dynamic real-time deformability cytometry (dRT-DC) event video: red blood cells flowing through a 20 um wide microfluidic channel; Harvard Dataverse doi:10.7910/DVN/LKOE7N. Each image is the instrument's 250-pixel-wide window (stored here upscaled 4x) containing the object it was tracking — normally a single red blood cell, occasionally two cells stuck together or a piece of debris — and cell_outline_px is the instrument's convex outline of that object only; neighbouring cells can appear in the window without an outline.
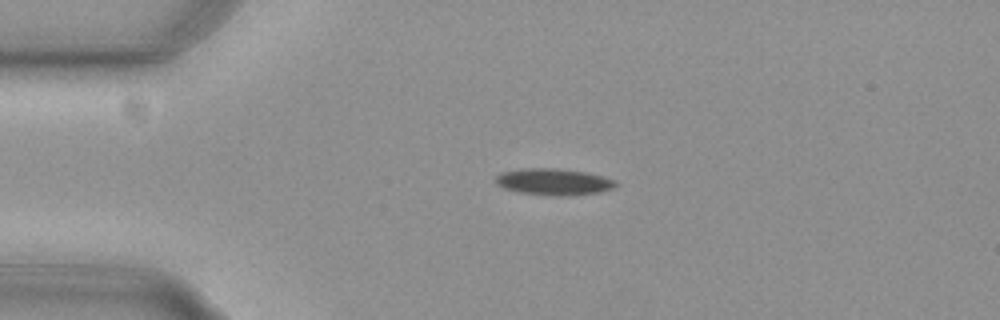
{"species": "common noctule bat (a hibernating species)", "species_latin": "Nyctalus noctula", "temperature_condition": "cold", "stored_images_in_passage": 43, "camera_frame_rate_fps": 3000, "um_per_image_px": 0.085, "animal": {"sex": "female", "body_mass_g": 29.2, "forearm_length_mm": 56.3}, "frame": {"image": 1, "passage_image": 1, "time_ms": 0.0, "image_size_px": [1000, 320], "cell_outline_px": [[616, 184], [612, 188], [600, 192], [520, 192], [504, 188], [496, 184], [496, 176], [500, 172], [524, 168], [556, 168], [588, 172], [604, 176], [616, 180]], "centroid_in_image_um": [47.03, 15.37], "position_along_channel_um": 38.0, "area_um2": 17.34}}
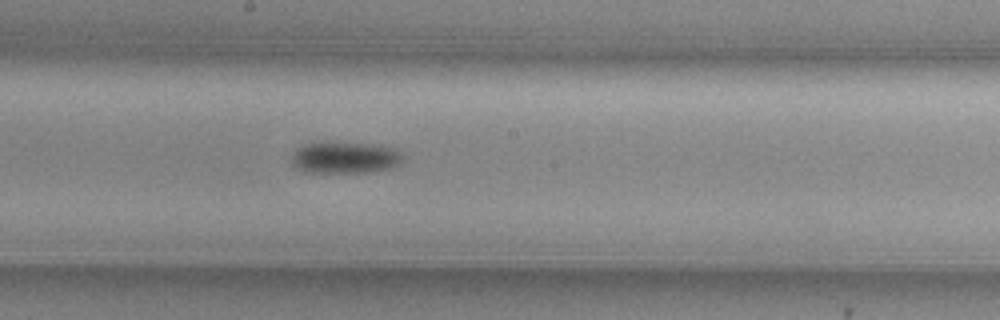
{"frame": {"image": 2, "passage_image": 18, "time_ms": 5.667, "image_size_px": [1000, 320], "cell_outline_px": [[404, 160], [396, 168], [372, 172], [304, 172], [296, 168], [292, 164], [292, 156], [296, 148], [304, 144], [372, 144], [396, 148], [404, 156]], "centroid_in_image_um": [29.4, 13.43], "position_along_channel_um": 218.8, "area_um2": 20.4}}
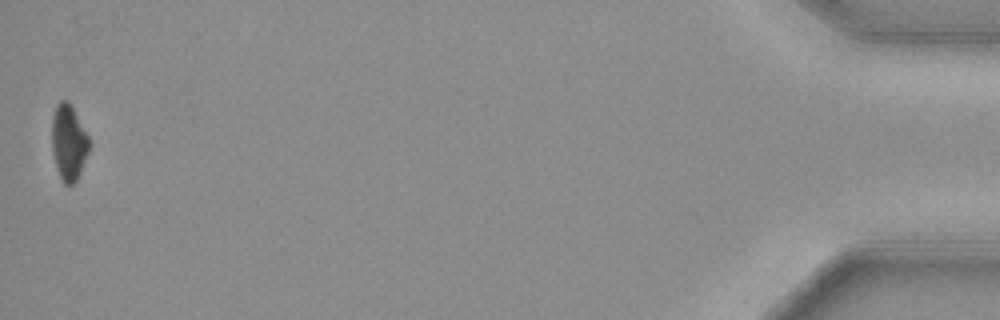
{"frame": {"image": 3, "passage_image": 43, "time_ms": 14.0, "image_size_px": [1000, 320], "cell_outline_px": [[88, 152], [80, 172], [76, 180], [68, 188], [60, 180], [56, 168], [52, 152], [52, 120], [56, 104], [60, 100], [68, 100], [88, 136]], "centroid_in_image_um": [5.8, 12.15], "position_along_channel_um": 429.4, "area_um2": 16.36}, "authors_computed_cell_mechanics": {"area_um2": 18.5538, "velocity_mm_per_s": 3.7526, "shape_relaxation_time_tau1_ms": 2.9827, "shape_relaxation_time_tau2_ms": null, "deformation_change_tau1": 0.1177, "deformation_change_tau2": null}}